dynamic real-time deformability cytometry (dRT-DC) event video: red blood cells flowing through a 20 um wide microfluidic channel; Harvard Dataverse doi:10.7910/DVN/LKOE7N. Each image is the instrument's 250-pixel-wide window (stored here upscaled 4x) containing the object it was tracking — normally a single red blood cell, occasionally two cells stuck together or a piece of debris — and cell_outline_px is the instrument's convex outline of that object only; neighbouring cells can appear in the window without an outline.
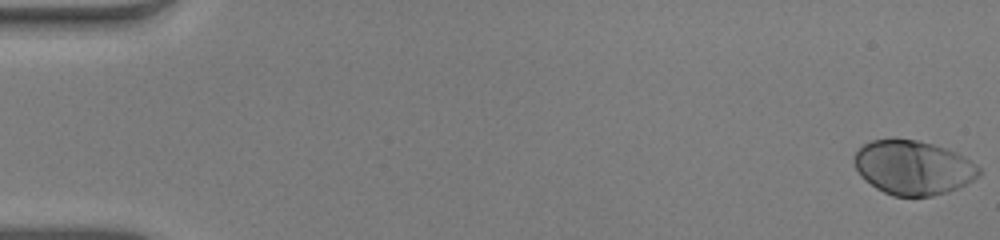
{"species": "human", "species_latin": "Homo sapiens", "temperature_condition": "warm", "stored_images_in_passage": 53, "camera_frame_rate_fps": 3000, "um_per_image_px": 0.085, "donor": {"sex": "male"}, "frame": {"image": 1, "passage_image": 1, "time_ms": 0.0, "image_size_px": [1000, 240], "cell_outline_px": [[980, 176], [948, 192], [932, 196], [892, 196], [876, 188], [864, 180], [860, 176], [852, 160], [852, 156], [864, 144], [872, 140], [916, 140], [932, 144], [956, 152], [964, 156], [976, 164], [980, 168]], "centroid_in_image_um": [77.59, 14.26], "position_along_channel_um": 7.4, "area_um2": 39.25}}
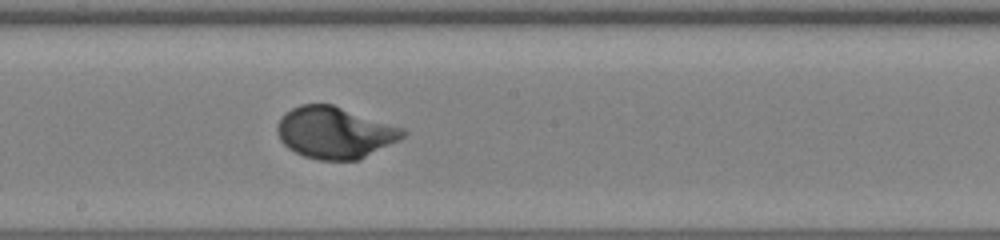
{"frame": {"image": 2, "passage_image": 30, "time_ms": 9.667, "image_size_px": [1000, 240], "cell_outline_px": [[408, 132], [400, 140], [360, 160], [320, 160], [304, 156], [288, 148], [280, 140], [276, 132], [276, 128], [284, 112], [300, 104], [332, 104], [404, 128]], "centroid_in_image_um": [28.47, 11.28], "position_along_channel_um": 219.7, "area_um2": 37.97}}
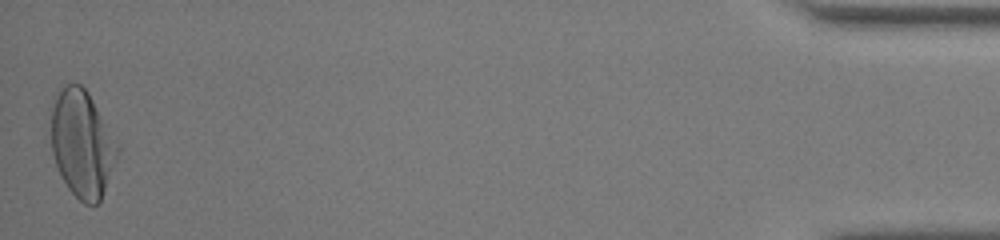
{"frame": {"image": 3, "passage_image": 53, "time_ms": 17.333, "image_size_px": [1000, 240], "cell_outline_px": [[120, 152], [100, 204], [84, 204], [68, 188], [56, 164], [52, 152], [48, 108], [52, 96], [64, 84], [72, 80], [80, 84], [88, 92], [120, 144]], "centroid_in_image_um": [6.96, 12.14], "position_along_channel_um": 428.2, "area_um2": 42.95}, "authors_computed_cell_mechanics": {"area_um2": 37.8012, "velocity_mm_per_s": 3.9122, "shape_relaxation_time_tau1_ms": 2.8812, "shape_relaxation_time_tau2_ms": null, "deformation_change_tau1": 0.195, "deformation_change_tau2": null}}